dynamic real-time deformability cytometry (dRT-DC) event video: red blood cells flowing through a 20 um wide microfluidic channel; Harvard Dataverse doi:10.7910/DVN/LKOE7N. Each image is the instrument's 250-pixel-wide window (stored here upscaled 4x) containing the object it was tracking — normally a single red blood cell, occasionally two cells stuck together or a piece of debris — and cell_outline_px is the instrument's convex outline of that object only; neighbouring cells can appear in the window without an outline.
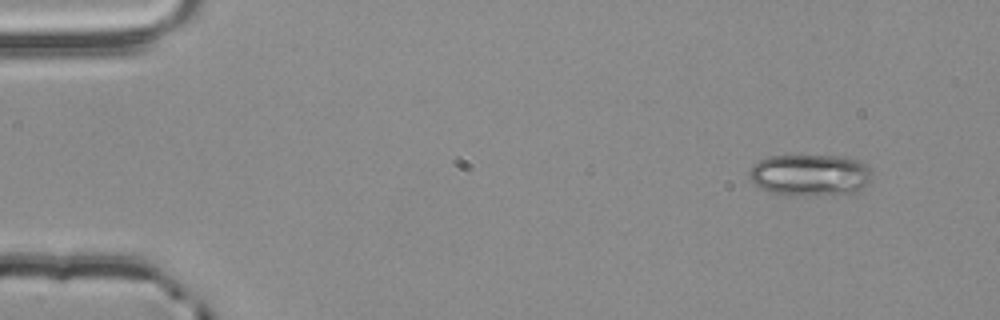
{"species": "common noctule bat (a hibernating species)", "species_latin": "Nyctalus noctula", "temperature_condition": "room temperature", "stored_images_in_passage": 3, "camera_frame_rate_fps": 3000, "um_per_image_px": 0.085, "animal": {"sex": "male", "body_mass_g": 20.4}, "frame": {"image": 1, "passage_image": 1, "time_ms": 0.0, "image_size_px": [1000, 320], "cell_outline_px": [[872, 180], [868, 184], [856, 192], [804, 196], [792, 196], [768, 192], [756, 184], [748, 176], [748, 172], [752, 164], [768, 156], [836, 156], [860, 160], [872, 172]], "centroid_in_image_um": [68.84, 14.88], "position_along_channel_um": 16.2, "area_um2": 30.0}}